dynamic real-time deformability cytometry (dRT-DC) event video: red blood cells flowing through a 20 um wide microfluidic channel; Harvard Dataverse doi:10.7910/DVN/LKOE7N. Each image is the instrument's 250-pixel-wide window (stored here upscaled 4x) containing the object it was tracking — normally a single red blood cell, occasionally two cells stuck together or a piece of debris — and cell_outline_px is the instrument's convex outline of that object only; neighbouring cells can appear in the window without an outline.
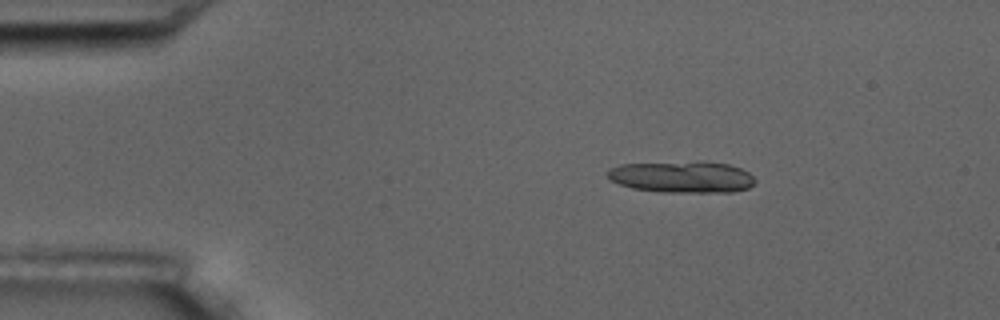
{"species": "common noctule bat (a hibernating species)", "species_latin": "Nyctalus noctula", "temperature_condition": "room temperature", "stored_images_in_passage": 4, "camera_frame_rate_fps": 3000, "um_per_image_px": 0.085, "animal": {"sex": "male", "body_mass_g": 17.5, "forearm_length_mm": 52.3}, "frame": {"image": 1, "passage_image": 1, "time_ms": 0.0, "image_size_px": [1000, 320], "cell_outline_px": [[756, 180], [748, 188], [732, 192], [660, 192], [632, 188], [620, 184], [612, 180], [604, 172], [608, 168], [620, 164], [696, 160], [700, 160], [728, 164], [740, 168], [748, 172]], "centroid_in_image_um": [57.94, 15.01], "position_along_channel_um": 27.1, "area_um2": 27.69}}